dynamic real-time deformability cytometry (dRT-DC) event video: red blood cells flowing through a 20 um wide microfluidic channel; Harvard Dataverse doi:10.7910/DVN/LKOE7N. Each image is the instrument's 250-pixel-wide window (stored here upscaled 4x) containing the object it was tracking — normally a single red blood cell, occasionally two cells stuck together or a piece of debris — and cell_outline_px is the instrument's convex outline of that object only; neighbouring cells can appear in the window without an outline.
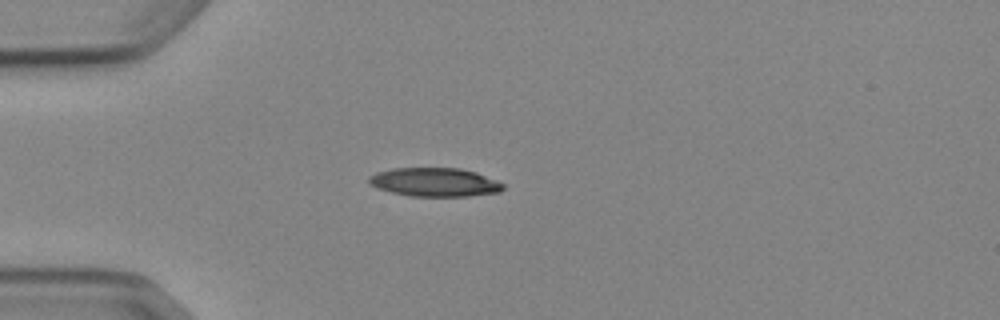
{"species": "Egyptian fruit bat (a non-hibernating species)", "species_latin": "Rousettus aegyptiacus", "temperature_condition": "cold", "stored_images_in_passage": 8, "camera_frame_rate_fps": 3000, "um_per_image_px": 0.085, "animal": {"sex": "female"}, "frame": {"image": 1, "passage_image": 4, "time_ms": 4.333, "image_size_px": [1000, 320], "cell_outline_px": [[504, 188], [500, 192], [468, 196], [408, 196], [376, 188], [368, 184], [368, 176], [376, 172], [392, 168], [460, 168], [476, 172], [496, 180], [504, 184]], "centroid_in_image_um": [36.92, 15.48], "position_along_channel_um": 48.1, "area_um2": 22.6}}
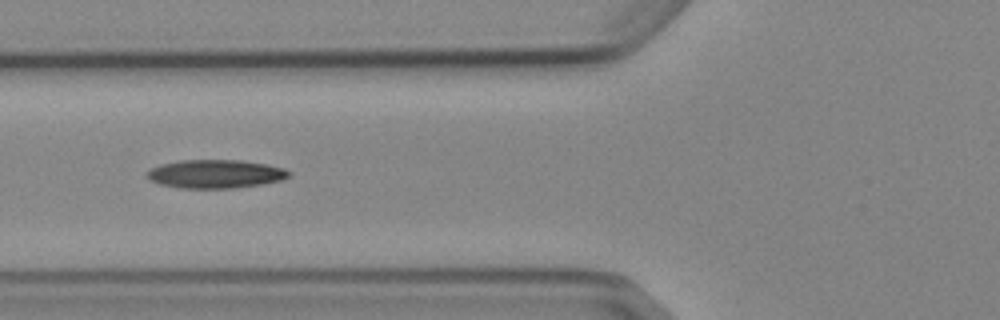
{"frame": {"image": 2, "passage_image": 6, "time_ms": 6.333, "image_size_px": [1000, 320], "cell_outline_px": [[292, 176], [284, 180], [236, 188], [180, 188], [160, 184], [148, 180], [144, 176], [152, 168], [160, 164], [180, 160], [240, 160], [264, 164], [284, 168], [292, 172]], "centroid_in_image_um": [18.32, 14.79], "position_along_channel_um": 107.5, "area_um2": 23.76}}